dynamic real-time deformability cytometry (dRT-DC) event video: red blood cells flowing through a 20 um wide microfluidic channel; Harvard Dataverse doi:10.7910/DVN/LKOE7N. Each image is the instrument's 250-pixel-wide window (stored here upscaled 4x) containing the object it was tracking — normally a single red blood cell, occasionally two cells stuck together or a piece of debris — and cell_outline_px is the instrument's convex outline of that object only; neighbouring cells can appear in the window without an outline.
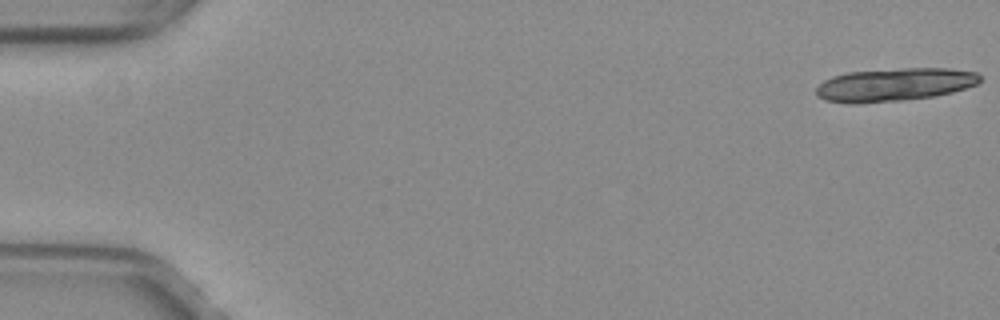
{"species": "common noctule bat (a hibernating species)", "species_latin": "Nyctalus noctula", "temperature_condition": "warm", "stored_images_in_passage": 11, "camera_frame_rate_fps": 3000, "um_per_image_px": 0.085, "animal": {"sex": "female", "body_mass_g": 29.2, "forearm_length_mm": 56.3}, "frame": {"image": 1, "passage_image": 1, "time_ms": 0.0, "image_size_px": [1000, 320], "cell_outline_px": [[980, 80], [976, 84], [952, 92], [936, 96], [900, 100], [856, 104], [848, 104], [824, 100], [816, 96], [816, 88], [824, 80], [832, 76], [848, 72], [904, 68], [948, 68], [976, 72], [980, 76]], "centroid_in_image_um": [75.98, 7.2], "position_along_channel_um": 9.0, "area_um2": 31.62}}